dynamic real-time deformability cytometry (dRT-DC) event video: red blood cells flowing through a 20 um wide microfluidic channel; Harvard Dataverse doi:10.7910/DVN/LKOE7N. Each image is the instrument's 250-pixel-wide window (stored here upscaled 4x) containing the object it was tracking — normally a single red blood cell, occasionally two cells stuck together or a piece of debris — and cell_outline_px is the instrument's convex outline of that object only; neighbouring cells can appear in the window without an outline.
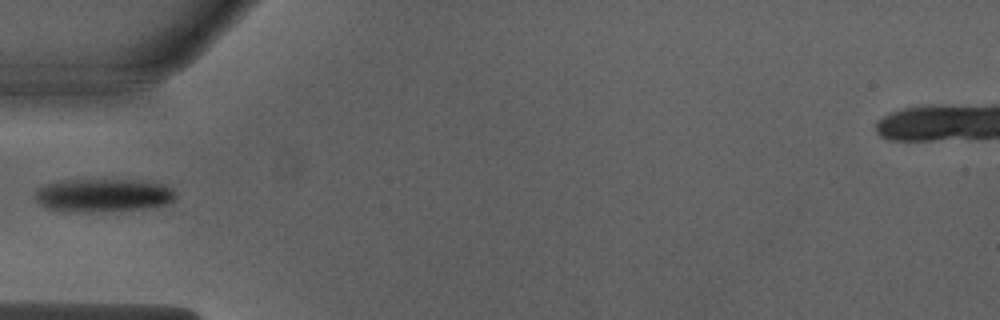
{"species": "Egyptian fruit bat (a non-hibernating species)", "species_latin": "Rousettus aegyptiacus", "temperature_condition": "warm", "stored_images_in_passage": 35, "camera_frame_rate_fps": 3000, "um_per_image_px": 0.085, "animal": {"sex": "male"}, "frame": {"image": 1, "passage_image": 1, "time_ms": 0.0, "image_size_px": [1000, 320], "cell_outline_px": [[176, 196], [172, 200], [164, 204], [140, 208], [88, 212], [52, 208], [40, 204], [32, 196], [36, 188], [44, 184], [60, 180], [140, 180], [164, 184], [172, 188], [176, 192]], "centroid_in_image_um": [8.73, 16.56], "position_along_channel_um": 76.3, "area_um2": 26.88}}
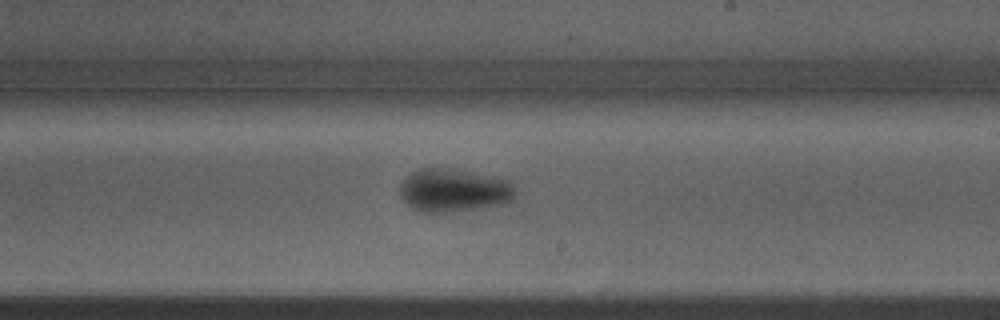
{"frame": {"image": 2, "passage_image": 14, "time_ms": 4.333, "image_size_px": [1000, 320], "cell_outline_px": [[512, 200], [504, 204], [476, 208], [444, 212], [420, 212], [412, 208], [400, 196], [400, 184], [412, 172], [420, 168], [448, 168], [492, 176], [512, 180]], "centroid_in_image_um": [38.54, 16.17], "position_along_channel_um": 250.5, "area_um2": 28.67}}
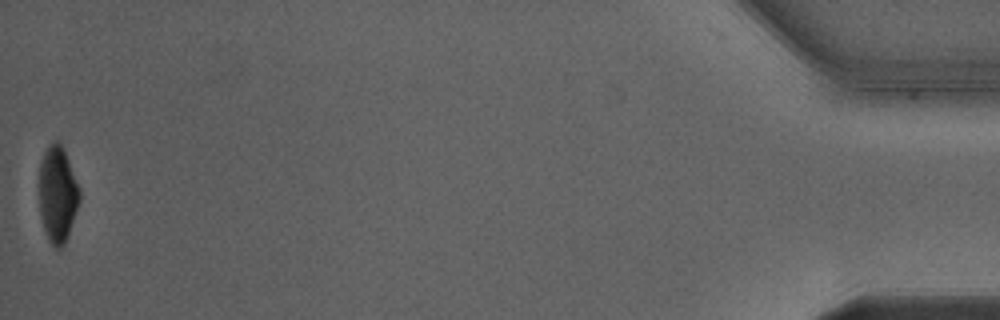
{"frame": {"image": 3, "passage_image": 35, "time_ms": 11.333, "image_size_px": [1000, 320], "cell_outline_px": [[80, 200], [68, 236], [64, 244], [60, 248], [56, 248], [48, 240], [40, 216], [40, 160], [48, 144], [56, 140], [64, 148], [80, 188]], "centroid_in_image_um": [4.9, 16.49], "position_along_channel_um": 430.3, "area_um2": 22.66}}